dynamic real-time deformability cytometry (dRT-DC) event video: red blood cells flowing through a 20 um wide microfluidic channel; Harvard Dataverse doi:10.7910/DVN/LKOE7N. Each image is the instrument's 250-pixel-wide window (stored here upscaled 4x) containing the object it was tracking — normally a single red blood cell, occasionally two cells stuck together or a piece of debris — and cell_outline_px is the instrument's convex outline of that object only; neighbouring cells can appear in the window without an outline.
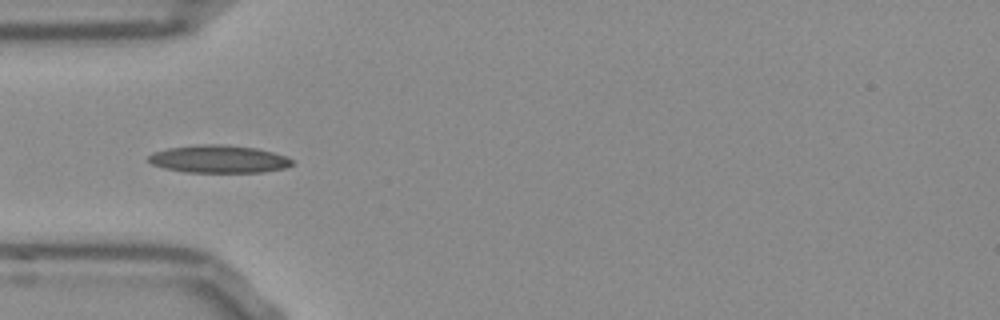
{"species": "Egyptian fruit bat (a non-hibernating species)", "species_latin": "Rousettus aegyptiacus", "temperature_condition": "room temperature", "stored_images_in_passage": 38, "camera_frame_rate_fps": 3000, "um_per_image_px": 0.085, "frame": {"image": 1, "passage_image": 1, "time_ms": 0.0, "image_size_px": [1000, 320], "cell_outline_px": [[292, 164], [284, 168], [264, 172], [184, 172], [164, 168], [152, 164], [148, 160], [148, 156], [152, 152], [168, 148], [200, 144], [224, 144], [256, 148], [272, 152], [284, 156], [292, 160]], "centroid_in_image_um": [18.55, 13.52], "position_along_channel_um": 66.4, "area_um2": 23.12}}
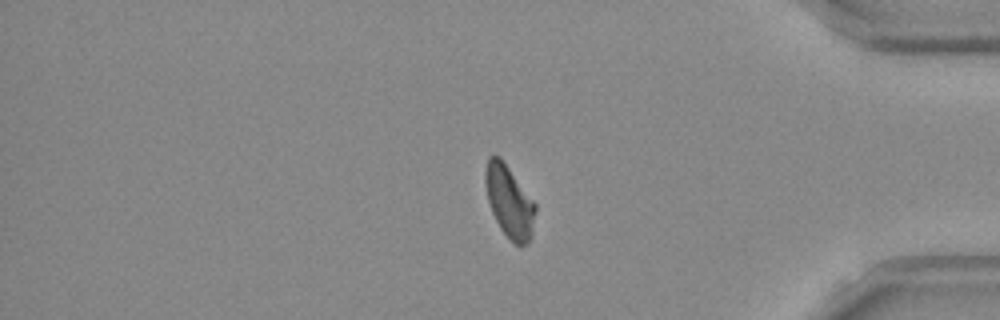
{"frame": {"image": 2, "passage_image": 29, "time_ms": 9.333, "image_size_px": [1000, 320], "cell_outline_px": [[536, 208], [532, 236], [528, 244], [516, 244], [500, 228], [492, 212], [488, 200], [484, 180], [484, 168], [488, 156], [500, 156], [536, 204]], "centroid_in_image_um": [43.28, 17.1], "position_along_channel_um": 391.9, "area_um2": 20.92}}
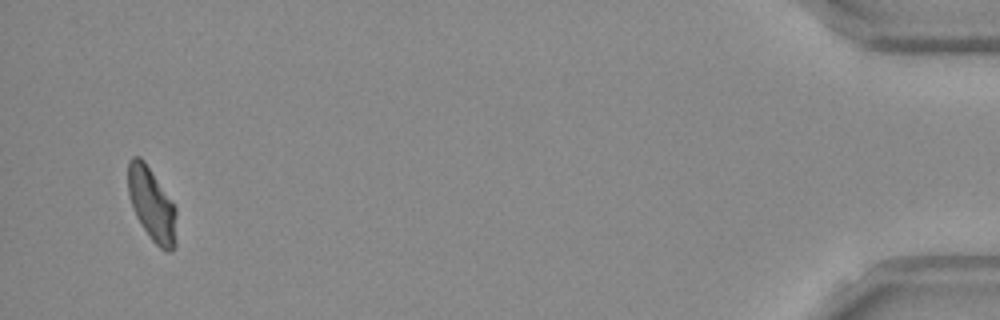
{"frame": {"image": 3, "passage_image": 36, "time_ms": 11.667, "image_size_px": [1000, 320], "cell_outline_px": [[176, 248], [172, 252], [164, 252], [152, 240], [136, 216], [132, 208], [128, 196], [128, 160], [132, 156], [140, 156], [144, 160], [176, 208]], "centroid_in_image_um": [12.9, 17.4], "position_along_channel_um": 422.3, "area_um2": 20.75}, "authors_computed_cell_mechanics": {"area_um2": 20.7791, "velocity_mm_per_s": 3.7909, "shape_relaxation_time_tau1_ms": null, "shape_relaxation_time_tau2_ms": 1.4791, "deformation_change_tau1": null, "deformation_change_tau2": 0.0761}}